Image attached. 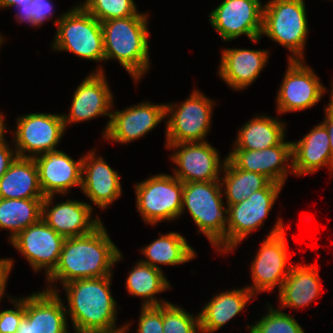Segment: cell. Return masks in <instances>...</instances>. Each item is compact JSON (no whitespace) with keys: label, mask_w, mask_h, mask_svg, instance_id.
Instances as JSON below:
<instances>
[{"label":"cell","mask_w":333,"mask_h":333,"mask_svg":"<svg viewBox=\"0 0 333 333\" xmlns=\"http://www.w3.org/2000/svg\"><path fill=\"white\" fill-rule=\"evenodd\" d=\"M331 88L329 93V103L324 106V119L321 123L326 127L328 132L329 140H330V151H331V162L333 166V79L330 82Z\"/></svg>","instance_id":"40"},{"label":"cell","mask_w":333,"mask_h":333,"mask_svg":"<svg viewBox=\"0 0 333 333\" xmlns=\"http://www.w3.org/2000/svg\"><path fill=\"white\" fill-rule=\"evenodd\" d=\"M32 0H0V9H9L11 7L18 8L20 6H26Z\"/></svg>","instance_id":"42"},{"label":"cell","mask_w":333,"mask_h":333,"mask_svg":"<svg viewBox=\"0 0 333 333\" xmlns=\"http://www.w3.org/2000/svg\"><path fill=\"white\" fill-rule=\"evenodd\" d=\"M12 143L17 156L34 158L48 151L57 150L65 135L62 113L34 112L16 118Z\"/></svg>","instance_id":"11"},{"label":"cell","mask_w":333,"mask_h":333,"mask_svg":"<svg viewBox=\"0 0 333 333\" xmlns=\"http://www.w3.org/2000/svg\"><path fill=\"white\" fill-rule=\"evenodd\" d=\"M306 60H287L286 71L276 95V113L305 111L321 102L328 88Z\"/></svg>","instance_id":"12"},{"label":"cell","mask_w":333,"mask_h":333,"mask_svg":"<svg viewBox=\"0 0 333 333\" xmlns=\"http://www.w3.org/2000/svg\"><path fill=\"white\" fill-rule=\"evenodd\" d=\"M59 292L41 289L25 296V315L16 333H71Z\"/></svg>","instance_id":"18"},{"label":"cell","mask_w":333,"mask_h":333,"mask_svg":"<svg viewBox=\"0 0 333 333\" xmlns=\"http://www.w3.org/2000/svg\"><path fill=\"white\" fill-rule=\"evenodd\" d=\"M79 4L99 22L131 17L135 14H149L139 12L135 0H84Z\"/></svg>","instance_id":"34"},{"label":"cell","mask_w":333,"mask_h":333,"mask_svg":"<svg viewBox=\"0 0 333 333\" xmlns=\"http://www.w3.org/2000/svg\"><path fill=\"white\" fill-rule=\"evenodd\" d=\"M270 50L249 48H223L217 75L234 91L251 86L269 63Z\"/></svg>","instance_id":"23"},{"label":"cell","mask_w":333,"mask_h":333,"mask_svg":"<svg viewBox=\"0 0 333 333\" xmlns=\"http://www.w3.org/2000/svg\"><path fill=\"white\" fill-rule=\"evenodd\" d=\"M55 197L43 199L41 219L64 238L91 233L103 222L98 214L92 215L94 209L88 202L70 198L57 203Z\"/></svg>","instance_id":"20"},{"label":"cell","mask_w":333,"mask_h":333,"mask_svg":"<svg viewBox=\"0 0 333 333\" xmlns=\"http://www.w3.org/2000/svg\"><path fill=\"white\" fill-rule=\"evenodd\" d=\"M256 296L246 287L216 292L199 313L201 333H214L247 308V304Z\"/></svg>","instance_id":"26"},{"label":"cell","mask_w":333,"mask_h":333,"mask_svg":"<svg viewBox=\"0 0 333 333\" xmlns=\"http://www.w3.org/2000/svg\"><path fill=\"white\" fill-rule=\"evenodd\" d=\"M142 246L140 252L145 259H139L142 263L162 270L163 266H178L196 259L197 252L189 245L187 238L181 233L169 232Z\"/></svg>","instance_id":"28"},{"label":"cell","mask_w":333,"mask_h":333,"mask_svg":"<svg viewBox=\"0 0 333 333\" xmlns=\"http://www.w3.org/2000/svg\"><path fill=\"white\" fill-rule=\"evenodd\" d=\"M305 0H268L263 7L261 37H268L290 53L287 60H305L309 21Z\"/></svg>","instance_id":"6"},{"label":"cell","mask_w":333,"mask_h":333,"mask_svg":"<svg viewBox=\"0 0 333 333\" xmlns=\"http://www.w3.org/2000/svg\"><path fill=\"white\" fill-rule=\"evenodd\" d=\"M138 325L135 333H164L163 332V305L140 308ZM133 322L124 323V331L129 332Z\"/></svg>","instance_id":"37"},{"label":"cell","mask_w":333,"mask_h":333,"mask_svg":"<svg viewBox=\"0 0 333 333\" xmlns=\"http://www.w3.org/2000/svg\"><path fill=\"white\" fill-rule=\"evenodd\" d=\"M15 9L14 20L19 24L25 23L28 27H35V29L43 27L45 22L54 20L53 18L56 17L53 0H32L28 5Z\"/></svg>","instance_id":"36"},{"label":"cell","mask_w":333,"mask_h":333,"mask_svg":"<svg viewBox=\"0 0 333 333\" xmlns=\"http://www.w3.org/2000/svg\"><path fill=\"white\" fill-rule=\"evenodd\" d=\"M227 159L239 169L263 174L272 182L285 185L293 175L292 142L285 138L280 144L263 150H231Z\"/></svg>","instance_id":"22"},{"label":"cell","mask_w":333,"mask_h":333,"mask_svg":"<svg viewBox=\"0 0 333 333\" xmlns=\"http://www.w3.org/2000/svg\"><path fill=\"white\" fill-rule=\"evenodd\" d=\"M135 206L144 224L152 227L181 219L183 182L159 173L134 183Z\"/></svg>","instance_id":"9"},{"label":"cell","mask_w":333,"mask_h":333,"mask_svg":"<svg viewBox=\"0 0 333 333\" xmlns=\"http://www.w3.org/2000/svg\"><path fill=\"white\" fill-rule=\"evenodd\" d=\"M268 114L254 115L239 126L231 150H263L280 144L287 135V123Z\"/></svg>","instance_id":"27"},{"label":"cell","mask_w":333,"mask_h":333,"mask_svg":"<svg viewBox=\"0 0 333 333\" xmlns=\"http://www.w3.org/2000/svg\"><path fill=\"white\" fill-rule=\"evenodd\" d=\"M123 255L102 222L91 233L65 238L58 263L45 278L43 289L59 292L58 281L63 286L74 280L110 276Z\"/></svg>","instance_id":"1"},{"label":"cell","mask_w":333,"mask_h":333,"mask_svg":"<svg viewBox=\"0 0 333 333\" xmlns=\"http://www.w3.org/2000/svg\"><path fill=\"white\" fill-rule=\"evenodd\" d=\"M130 269L129 274L126 275L125 288L132 297L142 298V307L169 303L168 300L157 297L160 293L171 290L173 286L164 271L144 264L140 260L136 261Z\"/></svg>","instance_id":"30"},{"label":"cell","mask_w":333,"mask_h":333,"mask_svg":"<svg viewBox=\"0 0 333 333\" xmlns=\"http://www.w3.org/2000/svg\"><path fill=\"white\" fill-rule=\"evenodd\" d=\"M113 275L71 281L61 288L66 296V313L73 333H119V304L113 297Z\"/></svg>","instance_id":"2"},{"label":"cell","mask_w":333,"mask_h":333,"mask_svg":"<svg viewBox=\"0 0 333 333\" xmlns=\"http://www.w3.org/2000/svg\"><path fill=\"white\" fill-rule=\"evenodd\" d=\"M112 107L111 119L108 130L103 140L116 144H129L149 132L154 131L158 124L166 121L165 103L143 101L130 105L122 110Z\"/></svg>","instance_id":"16"},{"label":"cell","mask_w":333,"mask_h":333,"mask_svg":"<svg viewBox=\"0 0 333 333\" xmlns=\"http://www.w3.org/2000/svg\"><path fill=\"white\" fill-rule=\"evenodd\" d=\"M0 198L44 199L34 158L19 157L0 178Z\"/></svg>","instance_id":"29"},{"label":"cell","mask_w":333,"mask_h":333,"mask_svg":"<svg viewBox=\"0 0 333 333\" xmlns=\"http://www.w3.org/2000/svg\"><path fill=\"white\" fill-rule=\"evenodd\" d=\"M267 313L258 321L247 324L249 333H305L303 327L292 314L266 303Z\"/></svg>","instance_id":"33"},{"label":"cell","mask_w":333,"mask_h":333,"mask_svg":"<svg viewBox=\"0 0 333 333\" xmlns=\"http://www.w3.org/2000/svg\"><path fill=\"white\" fill-rule=\"evenodd\" d=\"M5 112H2L0 111V144L3 143L4 141H6V135L8 133L9 135V128L7 127L8 124L5 123V115H4Z\"/></svg>","instance_id":"43"},{"label":"cell","mask_w":333,"mask_h":333,"mask_svg":"<svg viewBox=\"0 0 333 333\" xmlns=\"http://www.w3.org/2000/svg\"><path fill=\"white\" fill-rule=\"evenodd\" d=\"M10 303L12 309H0V333H16L25 315V297H15Z\"/></svg>","instance_id":"38"},{"label":"cell","mask_w":333,"mask_h":333,"mask_svg":"<svg viewBox=\"0 0 333 333\" xmlns=\"http://www.w3.org/2000/svg\"><path fill=\"white\" fill-rule=\"evenodd\" d=\"M96 151L97 148L93 147L87 153H83L80 190L89 199L91 203L88 204L93 209L97 207L100 210H106L123 194L120 179L122 175L114 170Z\"/></svg>","instance_id":"19"},{"label":"cell","mask_w":333,"mask_h":333,"mask_svg":"<svg viewBox=\"0 0 333 333\" xmlns=\"http://www.w3.org/2000/svg\"><path fill=\"white\" fill-rule=\"evenodd\" d=\"M56 26L54 40L50 42L51 50L69 52L79 59L98 63L93 72H105L104 42L101 22L77 4L54 18ZM102 62V64L100 63ZM100 63V65H99Z\"/></svg>","instance_id":"5"},{"label":"cell","mask_w":333,"mask_h":333,"mask_svg":"<svg viewBox=\"0 0 333 333\" xmlns=\"http://www.w3.org/2000/svg\"><path fill=\"white\" fill-rule=\"evenodd\" d=\"M284 185L271 182L246 200L227 206L226 255L240 246L250 234L263 228Z\"/></svg>","instance_id":"10"},{"label":"cell","mask_w":333,"mask_h":333,"mask_svg":"<svg viewBox=\"0 0 333 333\" xmlns=\"http://www.w3.org/2000/svg\"><path fill=\"white\" fill-rule=\"evenodd\" d=\"M106 77V72L91 70L76 87L68 109L69 114L62 113L66 129L71 124L84 123L101 116L108 117L101 133L103 139L110 124L112 107L115 102L111 85Z\"/></svg>","instance_id":"14"},{"label":"cell","mask_w":333,"mask_h":333,"mask_svg":"<svg viewBox=\"0 0 333 333\" xmlns=\"http://www.w3.org/2000/svg\"><path fill=\"white\" fill-rule=\"evenodd\" d=\"M285 225L282 217H278L256 250L250 264L251 285L247 288L257 297L261 293H272L280 290L282 283L293 266L289 261Z\"/></svg>","instance_id":"7"},{"label":"cell","mask_w":333,"mask_h":333,"mask_svg":"<svg viewBox=\"0 0 333 333\" xmlns=\"http://www.w3.org/2000/svg\"><path fill=\"white\" fill-rule=\"evenodd\" d=\"M4 141L0 144V178L9 169L11 163L16 159L17 153L13 148L12 140ZM12 143V144H11Z\"/></svg>","instance_id":"41"},{"label":"cell","mask_w":333,"mask_h":333,"mask_svg":"<svg viewBox=\"0 0 333 333\" xmlns=\"http://www.w3.org/2000/svg\"><path fill=\"white\" fill-rule=\"evenodd\" d=\"M42 202L43 199L0 198V230L9 231L8 242L41 219Z\"/></svg>","instance_id":"32"},{"label":"cell","mask_w":333,"mask_h":333,"mask_svg":"<svg viewBox=\"0 0 333 333\" xmlns=\"http://www.w3.org/2000/svg\"><path fill=\"white\" fill-rule=\"evenodd\" d=\"M209 13V23L220 39L229 42L246 36L257 44L262 39L263 7L261 0H222Z\"/></svg>","instance_id":"13"},{"label":"cell","mask_w":333,"mask_h":333,"mask_svg":"<svg viewBox=\"0 0 333 333\" xmlns=\"http://www.w3.org/2000/svg\"><path fill=\"white\" fill-rule=\"evenodd\" d=\"M164 333H201L199 313L187 312L181 305L169 302L163 305Z\"/></svg>","instance_id":"35"},{"label":"cell","mask_w":333,"mask_h":333,"mask_svg":"<svg viewBox=\"0 0 333 333\" xmlns=\"http://www.w3.org/2000/svg\"><path fill=\"white\" fill-rule=\"evenodd\" d=\"M6 39L7 38H5V36L0 33V49L1 47H3V44L5 43Z\"/></svg>","instance_id":"44"},{"label":"cell","mask_w":333,"mask_h":333,"mask_svg":"<svg viewBox=\"0 0 333 333\" xmlns=\"http://www.w3.org/2000/svg\"><path fill=\"white\" fill-rule=\"evenodd\" d=\"M216 102L196 87L183 102L165 103V144L207 141Z\"/></svg>","instance_id":"8"},{"label":"cell","mask_w":333,"mask_h":333,"mask_svg":"<svg viewBox=\"0 0 333 333\" xmlns=\"http://www.w3.org/2000/svg\"><path fill=\"white\" fill-rule=\"evenodd\" d=\"M150 14L101 22L104 42V63L116 60L139 83L152 67L150 59Z\"/></svg>","instance_id":"3"},{"label":"cell","mask_w":333,"mask_h":333,"mask_svg":"<svg viewBox=\"0 0 333 333\" xmlns=\"http://www.w3.org/2000/svg\"><path fill=\"white\" fill-rule=\"evenodd\" d=\"M292 169L294 176L311 175L328 168L333 176L330 140L326 127L320 122L301 139L292 141Z\"/></svg>","instance_id":"24"},{"label":"cell","mask_w":333,"mask_h":333,"mask_svg":"<svg viewBox=\"0 0 333 333\" xmlns=\"http://www.w3.org/2000/svg\"><path fill=\"white\" fill-rule=\"evenodd\" d=\"M220 182L224 201L230 206L246 200L253 192L266 188L272 181L263 174L236 168L226 159Z\"/></svg>","instance_id":"31"},{"label":"cell","mask_w":333,"mask_h":333,"mask_svg":"<svg viewBox=\"0 0 333 333\" xmlns=\"http://www.w3.org/2000/svg\"><path fill=\"white\" fill-rule=\"evenodd\" d=\"M80 156L75 160L63 150L57 149L34 157L44 197H66L71 189H81L83 154Z\"/></svg>","instance_id":"21"},{"label":"cell","mask_w":333,"mask_h":333,"mask_svg":"<svg viewBox=\"0 0 333 333\" xmlns=\"http://www.w3.org/2000/svg\"><path fill=\"white\" fill-rule=\"evenodd\" d=\"M65 238L42 219L19 232L9 244L27 260L33 273L41 270L45 278L55 269Z\"/></svg>","instance_id":"17"},{"label":"cell","mask_w":333,"mask_h":333,"mask_svg":"<svg viewBox=\"0 0 333 333\" xmlns=\"http://www.w3.org/2000/svg\"><path fill=\"white\" fill-rule=\"evenodd\" d=\"M14 265V260L11 257L0 258V304L2 299L7 298V301L10 302L15 298L12 295L10 296V294H6V287Z\"/></svg>","instance_id":"39"},{"label":"cell","mask_w":333,"mask_h":333,"mask_svg":"<svg viewBox=\"0 0 333 333\" xmlns=\"http://www.w3.org/2000/svg\"><path fill=\"white\" fill-rule=\"evenodd\" d=\"M220 181L183 183L181 217L188 211L197 233L218 255H226L227 205Z\"/></svg>","instance_id":"4"},{"label":"cell","mask_w":333,"mask_h":333,"mask_svg":"<svg viewBox=\"0 0 333 333\" xmlns=\"http://www.w3.org/2000/svg\"><path fill=\"white\" fill-rule=\"evenodd\" d=\"M164 146L172 151L169 158L176 165L173 175L183 183L220 181L227 156L221 160V153L208 141Z\"/></svg>","instance_id":"15"},{"label":"cell","mask_w":333,"mask_h":333,"mask_svg":"<svg viewBox=\"0 0 333 333\" xmlns=\"http://www.w3.org/2000/svg\"><path fill=\"white\" fill-rule=\"evenodd\" d=\"M315 263H293L287 278L282 283L277 297L279 309L293 308L295 312L310 306L322 294L319 268Z\"/></svg>","instance_id":"25"}]
</instances>
